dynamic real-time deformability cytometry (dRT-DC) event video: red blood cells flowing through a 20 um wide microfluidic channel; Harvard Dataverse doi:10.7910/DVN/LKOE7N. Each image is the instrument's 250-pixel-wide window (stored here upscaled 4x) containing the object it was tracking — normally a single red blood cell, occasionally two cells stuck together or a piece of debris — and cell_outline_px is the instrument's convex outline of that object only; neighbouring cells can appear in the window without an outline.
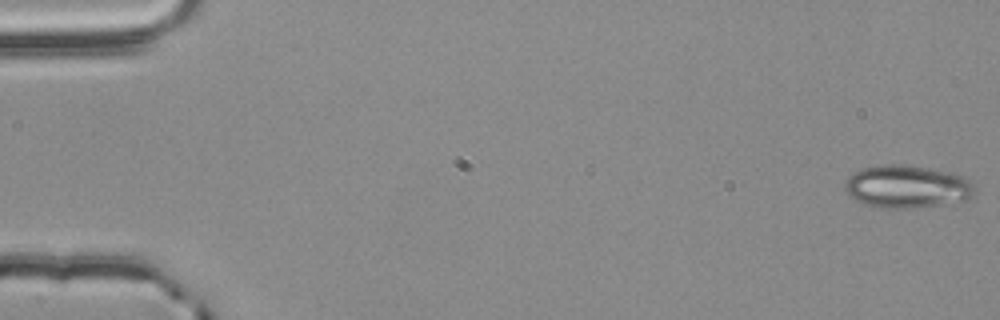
{"species": "common noctule bat (a hibernating species)", "species_latin": "Nyctalus noctula", "temperature_condition": "room temperature", "stored_images_in_passage": 56, "camera_frame_rate_fps": 3000, "um_per_image_px": 0.085, "animal": {"sex": "male", "body_mass_g": 20.4}, "frame": {"image": 1, "passage_image": 1, "time_ms": 0.0, "image_size_px": [1000, 320], "cell_outline_px": [[976, 188], [972, 196], [968, 200], [916, 208], [884, 208], [864, 204], [856, 200], [844, 188], [844, 184], [848, 176], [860, 168], [884, 164], [908, 164], [948, 172], [964, 176], [972, 180]], "centroid_in_image_um": [77.12, 15.85], "position_along_channel_um": 7.9, "area_um2": 32.66}}
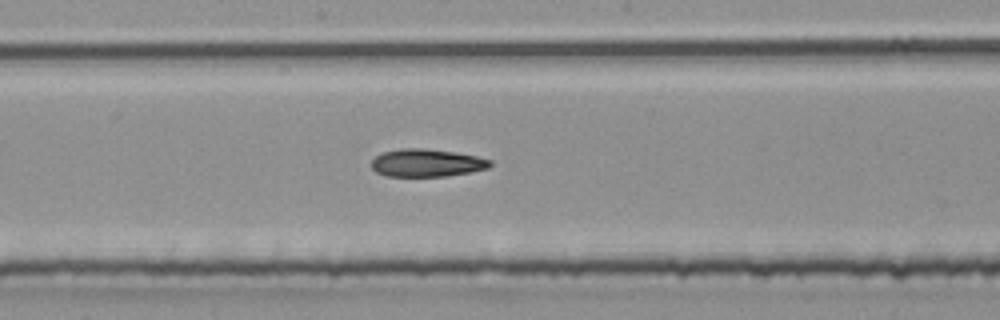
{"frame": {"image": 2, "passage_image": 30, "time_ms": 9.667, "image_size_px": [1000, 320], "cell_outline_px": [[492, 164], [488, 168], [448, 176], [384, 176], [376, 172], [372, 168], [372, 160], [376, 156], [384, 152], [400, 148], [424, 148], [452, 152], [476, 156], [492, 160]], "centroid_in_image_um": [36.25, 13.85], "position_along_channel_um": 211.9, "area_um2": 19.07}}
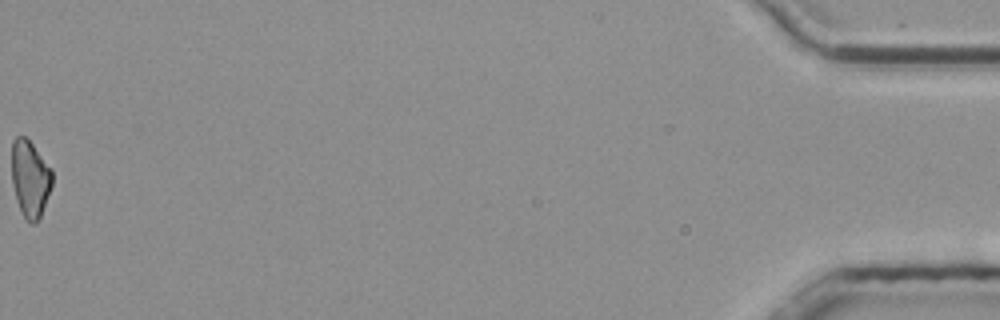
{"frame": {"image": 3, "passage_image": 56, "time_ms": 18.333, "image_size_px": [1000, 320], "cell_outline_px": [[52, 184], [40, 216], [36, 224], [28, 224], [24, 220], [16, 200], [12, 184], [12, 140], [16, 136], [24, 136], [32, 144], [52, 168]], "centroid_in_image_um": [2.54, 15.22], "position_along_channel_um": 432.7, "area_um2": 18.26}, "authors_computed_cell_mechanics": {"area_um2": 19.652, "velocity_mm_per_s": 3.7908, "shape_relaxation_time_tau1_ms": 5.5918, "shape_relaxation_time_tau2_ms": 8.4802, "deformation_change_tau1": 0.1482, "deformation_change_tau2": 0.1953}}